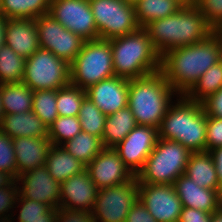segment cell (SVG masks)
Wrapping results in <instances>:
<instances>
[{"label": "cell", "instance_id": "obj_1", "mask_svg": "<svg viewBox=\"0 0 222 222\" xmlns=\"http://www.w3.org/2000/svg\"><path fill=\"white\" fill-rule=\"evenodd\" d=\"M222 36L213 32L204 41L168 50L161 71L178 95H185L211 66L220 61Z\"/></svg>", "mask_w": 222, "mask_h": 222}, {"label": "cell", "instance_id": "obj_2", "mask_svg": "<svg viewBox=\"0 0 222 222\" xmlns=\"http://www.w3.org/2000/svg\"><path fill=\"white\" fill-rule=\"evenodd\" d=\"M144 28L160 56L170 49L204 41L215 32L196 5L182 6L176 13Z\"/></svg>", "mask_w": 222, "mask_h": 222}, {"label": "cell", "instance_id": "obj_3", "mask_svg": "<svg viewBox=\"0 0 222 222\" xmlns=\"http://www.w3.org/2000/svg\"><path fill=\"white\" fill-rule=\"evenodd\" d=\"M207 115L202 103L178 95L168 106L158 128V138L177 141L191 153L204 152Z\"/></svg>", "mask_w": 222, "mask_h": 222}, {"label": "cell", "instance_id": "obj_4", "mask_svg": "<svg viewBox=\"0 0 222 222\" xmlns=\"http://www.w3.org/2000/svg\"><path fill=\"white\" fill-rule=\"evenodd\" d=\"M177 96L161 70L129 79L128 107L137 125L158 129L168 106Z\"/></svg>", "mask_w": 222, "mask_h": 222}, {"label": "cell", "instance_id": "obj_5", "mask_svg": "<svg viewBox=\"0 0 222 222\" xmlns=\"http://www.w3.org/2000/svg\"><path fill=\"white\" fill-rule=\"evenodd\" d=\"M109 41L115 76L135 79L161 70V56L153 47L145 28L139 27Z\"/></svg>", "mask_w": 222, "mask_h": 222}, {"label": "cell", "instance_id": "obj_6", "mask_svg": "<svg viewBox=\"0 0 222 222\" xmlns=\"http://www.w3.org/2000/svg\"><path fill=\"white\" fill-rule=\"evenodd\" d=\"M191 152L177 141L158 138L155 148L137 173L138 184H170L185 174Z\"/></svg>", "mask_w": 222, "mask_h": 222}, {"label": "cell", "instance_id": "obj_7", "mask_svg": "<svg viewBox=\"0 0 222 222\" xmlns=\"http://www.w3.org/2000/svg\"><path fill=\"white\" fill-rule=\"evenodd\" d=\"M70 72L71 84L84 90L115 76L110 41L101 38L86 40L70 64Z\"/></svg>", "mask_w": 222, "mask_h": 222}, {"label": "cell", "instance_id": "obj_8", "mask_svg": "<svg viewBox=\"0 0 222 222\" xmlns=\"http://www.w3.org/2000/svg\"><path fill=\"white\" fill-rule=\"evenodd\" d=\"M22 82L32 91L58 90L71 84L70 64L40 47L26 59Z\"/></svg>", "mask_w": 222, "mask_h": 222}, {"label": "cell", "instance_id": "obj_9", "mask_svg": "<svg viewBox=\"0 0 222 222\" xmlns=\"http://www.w3.org/2000/svg\"><path fill=\"white\" fill-rule=\"evenodd\" d=\"M98 38L112 39L136 31L135 7L124 0H89Z\"/></svg>", "mask_w": 222, "mask_h": 222}, {"label": "cell", "instance_id": "obj_10", "mask_svg": "<svg viewBox=\"0 0 222 222\" xmlns=\"http://www.w3.org/2000/svg\"><path fill=\"white\" fill-rule=\"evenodd\" d=\"M137 200L138 180L135 176L125 183L99 189L91 214L95 222H125Z\"/></svg>", "mask_w": 222, "mask_h": 222}, {"label": "cell", "instance_id": "obj_11", "mask_svg": "<svg viewBox=\"0 0 222 222\" xmlns=\"http://www.w3.org/2000/svg\"><path fill=\"white\" fill-rule=\"evenodd\" d=\"M39 46L71 64L82 50L85 40L60 24L49 13L35 19Z\"/></svg>", "mask_w": 222, "mask_h": 222}, {"label": "cell", "instance_id": "obj_12", "mask_svg": "<svg viewBox=\"0 0 222 222\" xmlns=\"http://www.w3.org/2000/svg\"><path fill=\"white\" fill-rule=\"evenodd\" d=\"M49 14L85 41L98 39L89 0H51Z\"/></svg>", "mask_w": 222, "mask_h": 222}, {"label": "cell", "instance_id": "obj_13", "mask_svg": "<svg viewBox=\"0 0 222 222\" xmlns=\"http://www.w3.org/2000/svg\"><path fill=\"white\" fill-rule=\"evenodd\" d=\"M138 199L157 222H178L182 203L174 185L138 184Z\"/></svg>", "mask_w": 222, "mask_h": 222}, {"label": "cell", "instance_id": "obj_14", "mask_svg": "<svg viewBox=\"0 0 222 222\" xmlns=\"http://www.w3.org/2000/svg\"><path fill=\"white\" fill-rule=\"evenodd\" d=\"M157 140V128L136 125L125 139L114 147V150L119 154L123 163L136 176L143 168L147 157L155 148Z\"/></svg>", "mask_w": 222, "mask_h": 222}, {"label": "cell", "instance_id": "obj_15", "mask_svg": "<svg viewBox=\"0 0 222 222\" xmlns=\"http://www.w3.org/2000/svg\"><path fill=\"white\" fill-rule=\"evenodd\" d=\"M86 170L98 189L119 185L135 177L114 148H104L86 166Z\"/></svg>", "mask_w": 222, "mask_h": 222}, {"label": "cell", "instance_id": "obj_16", "mask_svg": "<svg viewBox=\"0 0 222 222\" xmlns=\"http://www.w3.org/2000/svg\"><path fill=\"white\" fill-rule=\"evenodd\" d=\"M19 193L28 200L45 203L58 209L60 204V183L48 172V169L38 167L18 176Z\"/></svg>", "mask_w": 222, "mask_h": 222}, {"label": "cell", "instance_id": "obj_17", "mask_svg": "<svg viewBox=\"0 0 222 222\" xmlns=\"http://www.w3.org/2000/svg\"><path fill=\"white\" fill-rule=\"evenodd\" d=\"M129 79L113 76L90 86L86 96L106 115L128 106Z\"/></svg>", "mask_w": 222, "mask_h": 222}, {"label": "cell", "instance_id": "obj_18", "mask_svg": "<svg viewBox=\"0 0 222 222\" xmlns=\"http://www.w3.org/2000/svg\"><path fill=\"white\" fill-rule=\"evenodd\" d=\"M98 190L85 170L61 183L59 207L91 212Z\"/></svg>", "mask_w": 222, "mask_h": 222}, {"label": "cell", "instance_id": "obj_19", "mask_svg": "<svg viewBox=\"0 0 222 222\" xmlns=\"http://www.w3.org/2000/svg\"><path fill=\"white\" fill-rule=\"evenodd\" d=\"M173 185L182 207H190L211 214L222 208V192L199 187L185 174L179 176Z\"/></svg>", "mask_w": 222, "mask_h": 222}, {"label": "cell", "instance_id": "obj_20", "mask_svg": "<svg viewBox=\"0 0 222 222\" xmlns=\"http://www.w3.org/2000/svg\"><path fill=\"white\" fill-rule=\"evenodd\" d=\"M4 40L17 55L29 58L40 48L35 19H6Z\"/></svg>", "mask_w": 222, "mask_h": 222}, {"label": "cell", "instance_id": "obj_21", "mask_svg": "<svg viewBox=\"0 0 222 222\" xmlns=\"http://www.w3.org/2000/svg\"><path fill=\"white\" fill-rule=\"evenodd\" d=\"M52 143L48 137H19L13 139L18 176L29 170L45 166Z\"/></svg>", "mask_w": 222, "mask_h": 222}, {"label": "cell", "instance_id": "obj_22", "mask_svg": "<svg viewBox=\"0 0 222 222\" xmlns=\"http://www.w3.org/2000/svg\"><path fill=\"white\" fill-rule=\"evenodd\" d=\"M0 130L11 139L48 137V128L33 111L3 115Z\"/></svg>", "mask_w": 222, "mask_h": 222}, {"label": "cell", "instance_id": "obj_23", "mask_svg": "<svg viewBox=\"0 0 222 222\" xmlns=\"http://www.w3.org/2000/svg\"><path fill=\"white\" fill-rule=\"evenodd\" d=\"M45 167L60 184L86 170V165L68 153L62 145L53 144L48 151Z\"/></svg>", "mask_w": 222, "mask_h": 222}, {"label": "cell", "instance_id": "obj_24", "mask_svg": "<svg viewBox=\"0 0 222 222\" xmlns=\"http://www.w3.org/2000/svg\"><path fill=\"white\" fill-rule=\"evenodd\" d=\"M185 175L199 187L220 191L214 160L209 152L191 153Z\"/></svg>", "mask_w": 222, "mask_h": 222}, {"label": "cell", "instance_id": "obj_25", "mask_svg": "<svg viewBox=\"0 0 222 222\" xmlns=\"http://www.w3.org/2000/svg\"><path fill=\"white\" fill-rule=\"evenodd\" d=\"M137 123L131 109L127 106L106 117L103 136L104 148H114L136 127Z\"/></svg>", "mask_w": 222, "mask_h": 222}, {"label": "cell", "instance_id": "obj_26", "mask_svg": "<svg viewBox=\"0 0 222 222\" xmlns=\"http://www.w3.org/2000/svg\"><path fill=\"white\" fill-rule=\"evenodd\" d=\"M4 115L32 111L33 91L21 83L0 85Z\"/></svg>", "mask_w": 222, "mask_h": 222}, {"label": "cell", "instance_id": "obj_27", "mask_svg": "<svg viewBox=\"0 0 222 222\" xmlns=\"http://www.w3.org/2000/svg\"><path fill=\"white\" fill-rule=\"evenodd\" d=\"M51 0H1L0 13L6 19H36L49 13Z\"/></svg>", "mask_w": 222, "mask_h": 222}, {"label": "cell", "instance_id": "obj_28", "mask_svg": "<svg viewBox=\"0 0 222 222\" xmlns=\"http://www.w3.org/2000/svg\"><path fill=\"white\" fill-rule=\"evenodd\" d=\"M136 21L139 27H145L152 21L176 13L182 6L175 0H138L135 4Z\"/></svg>", "mask_w": 222, "mask_h": 222}, {"label": "cell", "instance_id": "obj_29", "mask_svg": "<svg viewBox=\"0 0 222 222\" xmlns=\"http://www.w3.org/2000/svg\"><path fill=\"white\" fill-rule=\"evenodd\" d=\"M62 146L86 166L104 149L99 137L83 131L66 141Z\"/></svg>", "mask_w": 222, "mask_h": 222}, {"label": "cell", "instance_id": "obj_30", "mask_svg": "<svg viewBox=\"0 0 222 222\" xmlns=\"http://www.w3.org/2000/svg\"><path fill=\"white\" fill-rule=\"evenodd\" d=\"M222 87V64L219 61L200 76L195 85L184 95L191 101L202 103Z\"/></svg>", "mask_w": 222, "mask_h": 222}, {"label": "cell", "instance_id": "obj_31", "mask_svg": "<svg viewBox=\"0 0 222 222\" xmlns=\"http://www.w3.org/2000/svg\"><path fill=\"white\" fill-rule=\"evenodd\" d=\"M26 59L17 55L7 44L0 48V85L21 83Z\"/></svg>", "mask_w": 222, "mask_h": 222}, {"label": "cell", "instance_id": "obj_32", "mask_svg": "<svg viewBox=\"0 0 222 222\" xmlns=\"http://www.w3.org/2000/svg\"><path fill=\"white\" fill-rule=\"evenodd\" d=\"M106 115L86 96L81 103L78 118L83 132L99 137L103 136Z\"/></svg>", "mask_w": 222, "mask_h": 222}, {"label": "cell", "instance_id": "obj_33", "mask_svg": "<svg viewBox=\"0 0 222 222\" xmlns=\"http://www.w3.org/2000/svg\"><path fill=\"white\" fill-rule=\"evenodd\" d=\"M86 97V90L72 84L56 90V108L59 116L76 117Z\"/></svg>", "mask_w": 222, "mask_h": 222}, {"label": "cell", "instance_id": "obj_34", "mask_svg": "<svg viewBox=\"0 0 222 222\" xmlns=\"http://www.w3.org/2000/svg\"><path fill=\"white\" fill-rule=\"evenodd\" d=\"M81 131L78 116H58L48 128V139L53 145H62Z\"/></svg>", "mask_w": 222, "mask_h": 222}, {"label": "cell", "instance_id": "obj_35", "mask_svg": "<svg viewBox=\"0 0 222 222\" xmlns=\"http://www.w3.org/2000/svg\"><path fill=\"white\" fill-rule=\"evenodd\" d=\"M32 111L49 128L59 116L56 108V90L33 91Z\"/></svg>", "mask_w": 222, "mask_h": 222}, {"label": "cell", "instance_id": "obj_36", "mask_svg": "<svg viewBox=\"0 0 222 222\" xmlns=\"http://www.w3.org/2000/svg\"><path fill=\"white\" fill-rule=\"evenodd\" d=\"M0 171L17 180L16 157L13 139L0 130Z\"/></svg>", "mask_w": 222, "mask_h": 222}, {"label": "cell", "instance_id": "obj_37", "mask_svg": "<svg viewBox=\"0 0 222 222\" xmlns=\"http://www.w3.org/2000/svg\"><path fill=\"white\" fill-rule=\"evenodd\" d=\"M19 196V184L15 180L8 187L0 188V222H9Z\"/></svg>", "mask_w": 222, "mask_h": 222}, {"label": "cell", "instance_id": "obj_38", "mask_svg": "<svg viewBox=\"0 0 222 222\" xmlns=\"http://www.w3.org/2000/svg\"><path fill=\"white\" fill-rule=\"evenodd\" d=\"M196 6L215 31L222 27V0H198Z\"/></svg>", "mask_w": 222, "mask_h": 222}, {"label": "cell", "instance_id": "obj_39", "mask_svg": "<svg viewBox=\"0 0 222 222\" xmlns=\"http://www.w3.org/2000/svg\"><path fill=\"white\" fill-rule=\"evenodd\" d=\"M217 147H222V118L207 115L205 151Z\"/></svg>", "mask_w": 222, "mask_h": 222}, {"label": "cell", "instance_id": "obj_40", "mask_svg": "<svg viewBox=\"0 0 222 222\" xmlns=\"http://www.w3.org/2000/svg\"><path fill=\"white\" fill-rule=\"evenodd\" d=\"M56 222H95V220L90 211L59 207Z\"/></svg>", "mask_w": 222, "mask_h": 222}, {"label": "cell", "instance_id": "obj_41", "mask_svg": "<svg viewBox=\"0 0 222 222\" xmlns=\"http://www.w3.org/2000/svg\"><path fill=\"white\" fill-rule=\"evenodd\" d=\"M125 222H157L145 205L138 199L129 210Z\"/></svg>", "mask_w": 222, "mask_h": 222}, {"label": "cell", "instance_id": "obj_42", "mask_svg": "<svg viewBox=\"0 0 222 222\" xmlns=\"http://www.w3.org/2000/svg\"><path fill=\"white\" fill-rule=\"evenodd\" d=\"M206 115L222 118V87L202 102Z\"/></svg>", "mask_w": 222, "mask_h": 222}, {"label": "cell", "instance_id": "obj_43", "mask_svg": "<svg viewBox=\"0 0 222 222\" xmlns=\"http://www.w3.org/2000/svg\"><path fill=\"white\" fill-rule=\"evenodd\" d=\"M211 219V213L190 207H182L178 222H211Z\"/></svg>", "mask_w": 222, "mask_h": 222}, {"label": "cell", "instance_id": "obj_44", "mask_svg": "<svg viewBox=\"0 0 222 222\" xmlns=\"http://www.w3.org/2000/svg\"><path fill=\"white\" fill-rule=\"evenodd\" d=\"M209 153L214 160L216 173L218 176L219 188L222 192V147L214 148L213 150L209 151Z\"/></svg>", "mask_w": 222, "mask_h": 222}, {"label": "cell", "instance_id": "obj_45", "mask_svg": "<svg viewBox=\"0 0 222 222\" xmlns=\"http://www.w3.org/2000/svg\"><path fill=\"white\" fill-rule=\"evenodd\" d=\"M14 181H15V179L10 174L0 171V188L8 187Z\"/></svg>", "mask_w": 222, "mask_h": 222}, {"label": "cell", "instance_id": "obj_46", "mask_svg": "<svg viewBox=\"0 0 222 222\" xmlns=\"http://www.w3.org/2000/svg\"><path fill=\"white\" fill-rule=\"evenodd\" d=\"M5 23L6 18L0 13V48L5 44Z\"/></svg>", "mask_w": 222, "mask_h": 222}, {"label": "cell", "instance_id": "obj_47", "mask_svg": "<svg viewBox=\"0 0 222 222\" xmlns=\"http://www.w3.org/2000/svg\"><path fill=\"white\" fill-rule=\"evenodd\" d=\"M211 222H222V208L219 211L212 213Z\"/></svg>", "mask_w": 222, "mask_h": 222}, {"label": "cell", "instance_id": "obj_48", "mask_svg": "<svg viewBox=\"0 0 222 222\" xmlns=\"http://www.w3.org/2000/svg\"><path fill=\"white\" fill-rule=\"evenodd\" d=\"M181 6H192L196 5L198 0H175Z\"/></svg>", "mask_w": 222, "mask_h": 222}, {"label": "cell", "instance_id": "obj_49", "mask_svg": "<svg viewBox=\"0 0 222 222\" xmlns=\"http://www.w3.org/2000/svg\"><path fill=\"white\" fill-rule=\"evenodd\" d=\"M3 115H4V111H3L2 100H1V95H0V123L3 118Z\"/></svg>", "mask_w": 222, "mask_h": 222}, {"label": "cell", "instance_id": "obj_50", "mask_svg": "<svg viewBox=\"0 0 222 222\" xmlns=\"http://www.w3.org/2000/svg\"><path fill=\"white\" fill-rule=\"evenodd\" d=\"M126 3L134 5L138 0H124Z\"/></svg>", "mask_w": 222, "mask_h": 222}, {"label": "cell", "instance_id": "obj_51", "mask_svg": "<svg viewBox=\"0 0 222 222\" xmlns=\"http://www.w3.org/2000/svg\"><path fill=\"white\" fill-rule=\"evenodd\" d=\"M219 34L222 36V27H220L218 30Z\"/></svg>", "mask_w": 222, "mask_h": 222}, {"label": "cell", "instance_id": "obj_52", "mask_svg": "<svg viewBox=\"0 0 222 222\" xmlns=\"http://www.w3.org/2000/svg\"><path fill=\"white\" fill-rule=\"evenodd\" d=\"M220 62L222 64V51H221V55H220Z\"/></svg>", "mask_w": 222, "mask_h": 222}]
</instances>
